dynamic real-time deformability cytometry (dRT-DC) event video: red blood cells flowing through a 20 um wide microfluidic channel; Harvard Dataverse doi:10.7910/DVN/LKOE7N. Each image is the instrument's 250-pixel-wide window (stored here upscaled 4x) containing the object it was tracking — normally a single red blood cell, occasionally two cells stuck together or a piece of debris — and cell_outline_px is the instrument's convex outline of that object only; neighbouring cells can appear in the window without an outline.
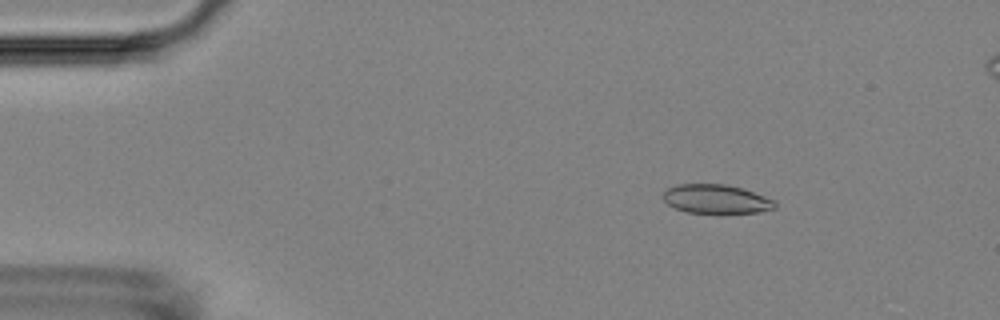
{"species": "Egyptian fruit bat (a non-hibernating species)", "species_latin": "Rousettus aegyptiacus", "temperature_condition": "room temperature", "stored_images_in_passage": 31, "camera_frame_rate_fps": 3000, "um_per_image_px": 0.085, "animal": {"sex": "female"}, "frame": {"image": 1, "passage_image": 8, "time_ms": 2.333, "image_size_px": [1000, 320], "cell_outline_px": [[776, 208], [756, 212], [720, 216], [688, 212], [676, 208], [668, 204], [660, 196], [668, 188], [676, 184], [724, 184], [744, 188], [776, 200]], "centroid_in_image_um": [60.9, 16.95], "position_along_channel_um": 24.1, "area_um2": 19.77}}
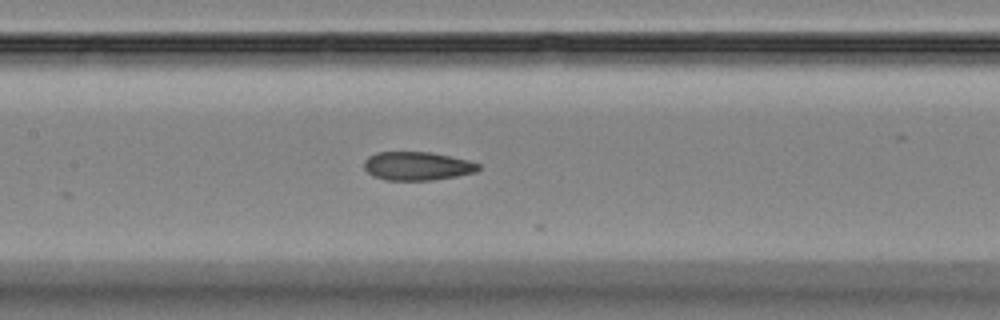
{"frame": {"image": 2, "passage_image": 26, "time_ms": 8.333, "image_size_px": [1000, 320], "cell_outline_px": [[480, 168], [476, 172], [456, 176], [432, 180], [384, 180], [372, 176], [364, 168], [364, 160], [368, 156], [376, 152], [428, 152], [468, 160], [480, 164]], "centroid_in_image_um": [35.43, 14.11], "position_along_channel_um": 172.0, "area_um2": 19.02}}
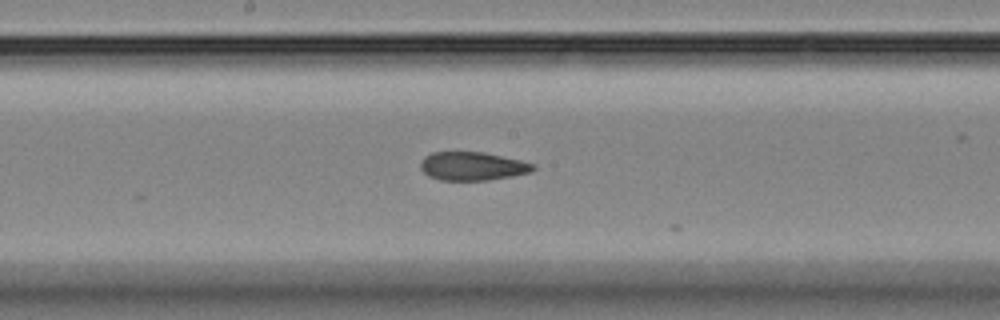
{"frame": {"image": 3, "passage_image": 29, "time_ms": 9.333, "image_size_px": [1000, 320], "cell_outline_px": [[536, 168], [532, 172], [512, 176], [488, 180], [440, 180], [428, 176], [420, 168], [420, 160], [424, 156], [432, 152], [484, 152], [520, 160], [536, 164]], "centroid_in_image_um": [40.16, 14.12], "position_along_channel_um": 208.0, "area_um2": 18.84}}